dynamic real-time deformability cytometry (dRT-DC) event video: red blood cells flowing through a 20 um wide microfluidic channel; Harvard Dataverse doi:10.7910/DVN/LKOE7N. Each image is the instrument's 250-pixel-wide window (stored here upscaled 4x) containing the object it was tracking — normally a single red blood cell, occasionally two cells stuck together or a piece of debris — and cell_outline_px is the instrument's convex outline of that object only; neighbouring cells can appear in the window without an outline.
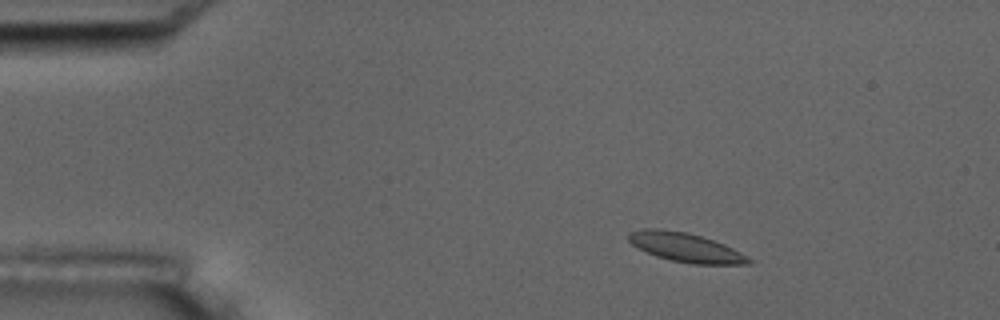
{"species": "common noctule bat (a hibernating species)", "species_latin": "Nyctalus noctula", "temperature_condition": "room temperature", "stored_images_in_passage": 4, "camera_frame_rate_fps": 3000, "um_per_image_px": 0.085, "animal": {"sex": "male", "body_mass_g": 17.5, "forearm_length_mm": 52.3}, "frame": {"image": 1, "passage_image": 2, "time_ms": 1.333, "image_size_px": [1000, 320], "cell_outline_px": [[756, 260], [752, 264], [692, 264], [672, 260], [656, 256], [632, 244], [628, 240], [628, 232], [644, 228], [656, 228], [688, 232], [724, 244]], "centroid_in_image_um": [58.31, 21.03], "position_along_channel_um": 26.7, "area_um2": 20.35}}